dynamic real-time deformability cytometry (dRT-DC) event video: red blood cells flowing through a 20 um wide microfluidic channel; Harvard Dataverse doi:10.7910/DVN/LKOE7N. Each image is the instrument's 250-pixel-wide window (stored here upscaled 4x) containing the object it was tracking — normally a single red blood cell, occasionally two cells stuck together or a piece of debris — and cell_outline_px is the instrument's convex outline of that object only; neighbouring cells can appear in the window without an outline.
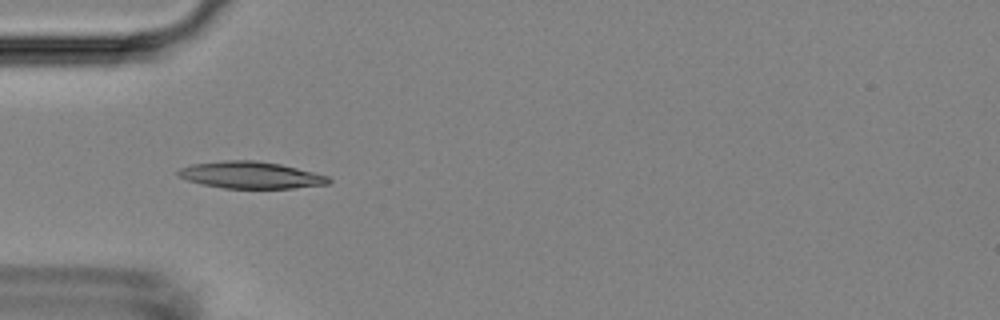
{"species": "Egyptian fruit bat (a non-hibernating species)", "species_latin": "Rousettus aegyptiacus", "temperature_condition": "room temperature", "stored_images_in_passage": 5, "camera_frame_rate_fps": 3000, "um_per_image_px": 0.085, "animal": {"sex": "female"}, "frame": {"image": 1, "passage_image": 5, "time_ms": 1.333, "image_size_px": [1000, 320], "cell_outline_px": [[332, 180], [328, 184], [292, 188], [224, 188], [200, 184], [176, 176], [176, 172], [180, 168], [192, 164], [224, 160], [256, 160], [280, 164], [328, 176]], "centroid_in_image_um": [21.27, 14.88], "position_along_channel_um": 63.7, "area_um2": 23.52}}